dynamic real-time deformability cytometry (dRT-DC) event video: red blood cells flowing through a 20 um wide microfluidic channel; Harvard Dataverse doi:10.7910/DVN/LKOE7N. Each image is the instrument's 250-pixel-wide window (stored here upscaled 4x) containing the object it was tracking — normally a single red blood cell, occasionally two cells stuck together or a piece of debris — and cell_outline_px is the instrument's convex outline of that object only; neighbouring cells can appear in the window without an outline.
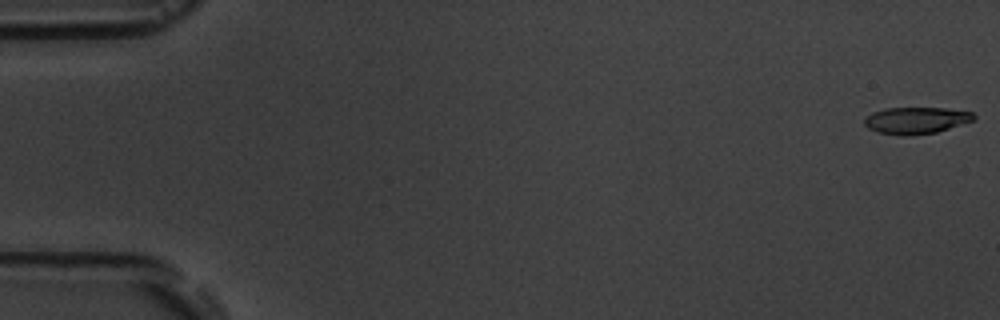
{"species": "common noctule bat (a hibernating species)", "species_latin": "Nyctalus noctula", "temperature_condition": "room temperature", "stored_images_in_passage": 7, "camera_frame_rate_fps": 3000, "um_per_image_px": 0.085, "animal": {"sex": "male", "body_mass_g": 19.5, "forearm_length_mm": 54.6}, "frame": {"image": 1, "passage_image": 1, "time_ms": 0.0, "image_size_px": [1000, 320], "cell_outline_px": [[976, 120], [936, 132], [904, 136], [900, 136], [880, 132], [868, 128], [864, 124], [864, 116], [872, 112], [884, 108], [944, 108], [972, 112], [976, 116]], "centroid_in_image_um": [77.86, 10.23], "position_along_channel_um": 7.1, "area_um2": 17.11}}
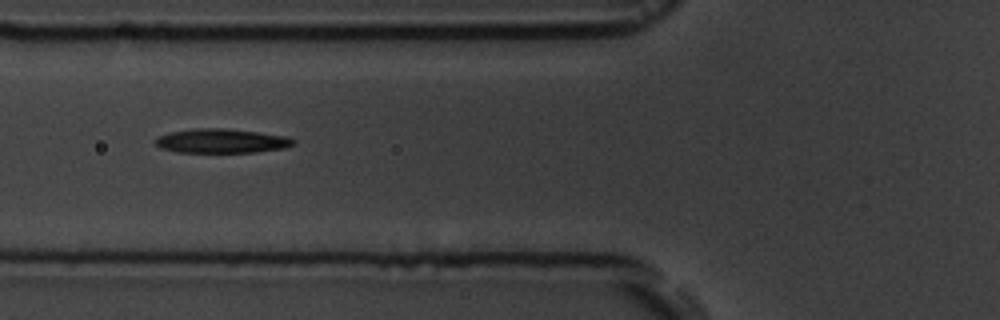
{"frame": {"image": 2, "passage_image": 6, "time_ms": 6.667, "image_size_px": [1000, 320], "cell_outline_px": [[296, 144], [284, 148], [256, 152], [176, 152], [160, 148], [152, 140], [156, 136], [168, 132], [192, 128], [224, 128], [288, 136], [296, 140]], "centroid_in_image_um": [18.79, 11.97], "position_along_channel_um": 107.0, "area_um2": 19.77}}
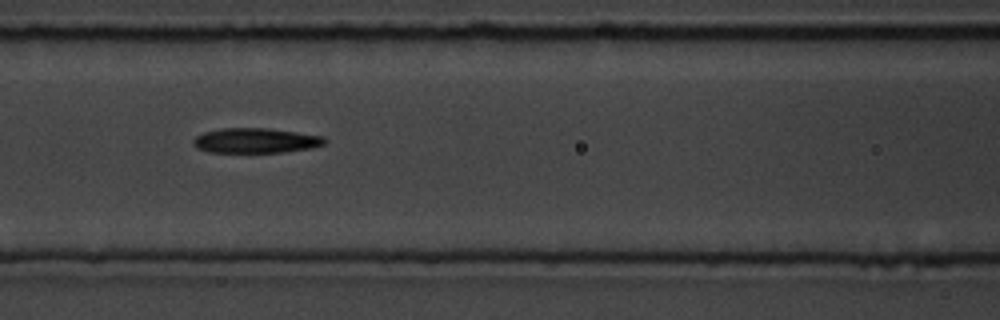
{"frame": {"image": 3, "passage_image": 7, "time_ms": 7.667, "image_size_px": [1000, 320], "cell_outline_px": [[328, 140], [324, 144], [312, 148], [284, 152], [208, 152], [196, 148], [192, 144], [192, 140], [196, 136], [204, 132], [224, 128], [268, 128], [324, 136]], "centroid_in_image_um": [21.73, 11.95], "position_along_channel_um": 144.9, "area_um2": 19.19}}